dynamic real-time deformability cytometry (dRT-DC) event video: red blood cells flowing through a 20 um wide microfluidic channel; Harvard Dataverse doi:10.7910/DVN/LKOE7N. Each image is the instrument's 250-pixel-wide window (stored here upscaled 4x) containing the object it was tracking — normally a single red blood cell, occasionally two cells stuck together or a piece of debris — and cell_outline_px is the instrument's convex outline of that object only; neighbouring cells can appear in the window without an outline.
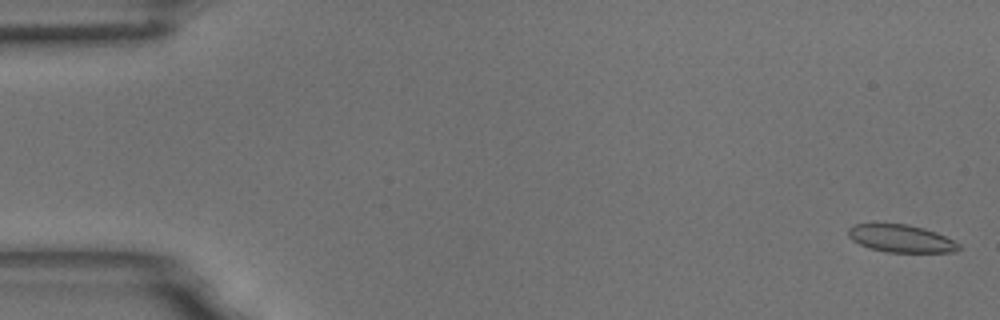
{"species": "common noctule bat (a hibernating species)", "species_latin": "Nyctalus noctula", "temperature_condition": "room temperature", "stored_images_in_passage": 5, "camera_frame_rate_fps": 3000, "um_per_image_px": 0.085, "animal": {"sex": "male", "body_mass_g": 18.8}, "frame": {"image": 1, "passage_image": 1, "time_ms": 0.0, "image_size_px": [1000, 320], "cell_outline_px": [[960, 248], [952, 252], [884, 252], [868, 248], [852, 240], [848, 236], [848, 228], [852, 224], [908, 224], [924, 228], [936, 232], [960, 244]], "centroid_in_image_um": [76.55, 20.27], "position_along_channel_um": 8.4, "area_um2": 17.74}}
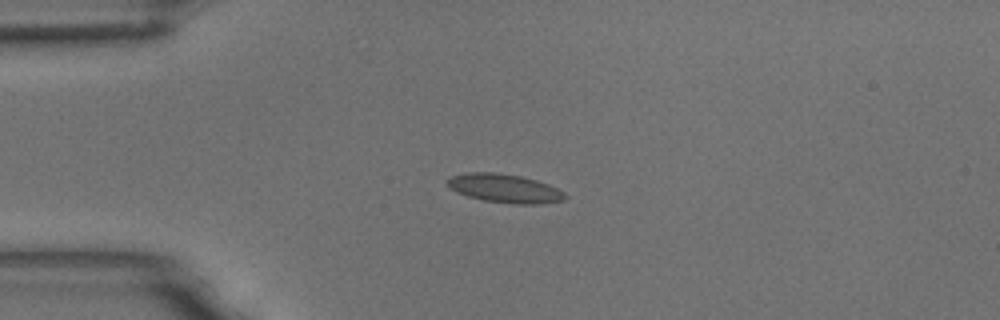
{"frame": {"image": 2, "passage_image": 4, "time_ms": 1.0, "image_size_px": [1000, 320], "cell_outline_px": [[568, 196], [564, 200], [540, 204], [512, 204], [484, 200], [468, 196], [456, 192], [448, 188], [444, 180], [452, 176], [464, 172], [492, 172], [520, 176], [536, 180], [548, 184], [564, 192]], "centroid_in_image_um": [42.85, 16.01], "position_along_channel_um": 42.1, "area_um2": 19.83}}